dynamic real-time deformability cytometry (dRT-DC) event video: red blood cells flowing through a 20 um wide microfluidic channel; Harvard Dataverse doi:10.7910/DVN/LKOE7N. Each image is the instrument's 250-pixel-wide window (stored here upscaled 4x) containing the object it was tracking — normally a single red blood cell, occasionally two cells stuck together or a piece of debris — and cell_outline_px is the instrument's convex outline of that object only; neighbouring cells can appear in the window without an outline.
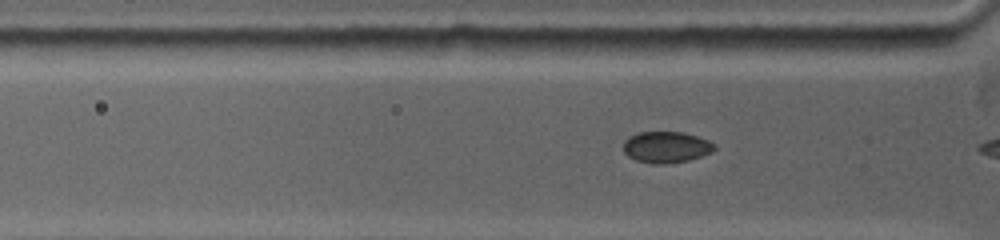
{"species": "common noctule bat (a hibernating species)", "species_latin": "Nyctalus noctula", "temperature_condition": "warm", "stored_images_in_passage": 11, "camera_frame_rate_fps": 5000, "um_per_image_px": 0.085, "animal": {"sex": "female", "body_mass_g": 19.0, "forearm_length_mm": 53.3}, "frame": {"image": 1, "passage_image": 8, "time_ms": 1.4, "image_size_px": [1000, 240], "cell_outline_px": [[716, 148], [712, 152], [688, 160], [664, 164], [656, 164], [636, 160], [628, 156], [624, 152], [624, 140], [628, 136], [640, 132], [684, 132], [708, 140]], "centroid_in_image_um": [56.6, 12.5], "position_along_channel_um": 69.2, "area_um2": 16.47}}